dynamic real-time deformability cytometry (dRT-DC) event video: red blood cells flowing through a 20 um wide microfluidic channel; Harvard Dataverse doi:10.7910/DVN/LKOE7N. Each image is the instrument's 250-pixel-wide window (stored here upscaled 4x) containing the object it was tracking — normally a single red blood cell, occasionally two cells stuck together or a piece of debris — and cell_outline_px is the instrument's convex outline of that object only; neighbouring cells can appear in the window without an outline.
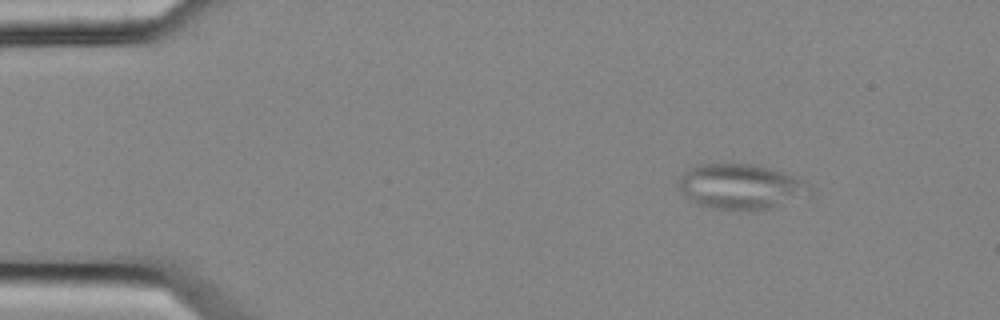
{"species": "common noctule bat (a hibernating species)", "species_latin": "Nyctalus noctula", "temperature_condition": "cold", "stored_images_in_passage": 9, "camera_frame_rate_fps": 3000, "um_per_image_px": 0.085, "animal": {"sex": "female", "body_mass_g": 25.1}, "frame": {"image": 1, "passage_image": 1, "time_ms": 0.0, "image_size_px": [1000, 320], "cell_outline_px": [[816, 188], [812, 196], [768, 208], [716, 208], [700, 204], [692, 200], [680, 188], [680, 176], [688, 168], [700, 164], [752, 164], [780, 172], [804, 180], [812, 184]], "centroid_in_image_um": [63.08, 15.84], "position_along_channel_um": 21.9, "area_um2": 33.87}}